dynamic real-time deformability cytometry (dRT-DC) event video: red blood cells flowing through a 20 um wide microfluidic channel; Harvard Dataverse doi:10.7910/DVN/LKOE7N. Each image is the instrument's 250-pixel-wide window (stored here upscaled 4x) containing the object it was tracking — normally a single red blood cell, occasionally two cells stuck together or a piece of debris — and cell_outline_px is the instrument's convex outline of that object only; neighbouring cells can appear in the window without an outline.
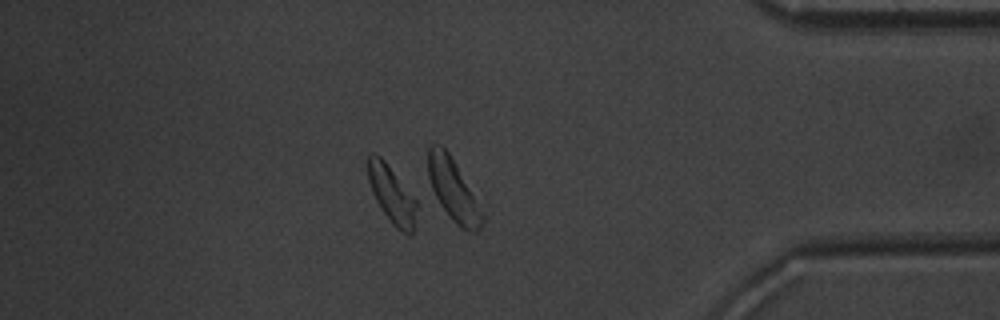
{"species": "common noctule bat (a hibernating species)", "species_latin": "Nyctalus noctula", "temperature_condition": "warm", "stored_images_in_passage": 43, "camera_frame_rate_fps": 3000, "um_per_image_px": 0.085, "animal": {"sex": "male", "body_mass_g": 20.1, "forearm_length_mm": 53.5}, "frame": {"image": 1, "passage_image": 37, "time_ms": 12.0, "image_size_px": [1000, 320], "cell_outline_px": [[416, 208], [412, 236], [408, 236], [396, 228], [392, 224], [376, 200], [372, 192], [368, 180], [368, 156], [372, 152], [380, 156], [384, 160], [416, 200]], "centroid_in_image_um": [33.29, 16.55], "position_along_channel_um": 401.9, "area_um2": 15.9}, "authors_computed_cell_mechanics": {"area_um2": 16.3574, "velocity_mm_per_s": 3.9665, "shape_relaxation_time_tau1_ms": 1.7635, "shape_relaxation_time_tau2_ms": 1.863, "deformation_change_tau1": 0.1123, "deformation_change_tau2": 0.0992}}